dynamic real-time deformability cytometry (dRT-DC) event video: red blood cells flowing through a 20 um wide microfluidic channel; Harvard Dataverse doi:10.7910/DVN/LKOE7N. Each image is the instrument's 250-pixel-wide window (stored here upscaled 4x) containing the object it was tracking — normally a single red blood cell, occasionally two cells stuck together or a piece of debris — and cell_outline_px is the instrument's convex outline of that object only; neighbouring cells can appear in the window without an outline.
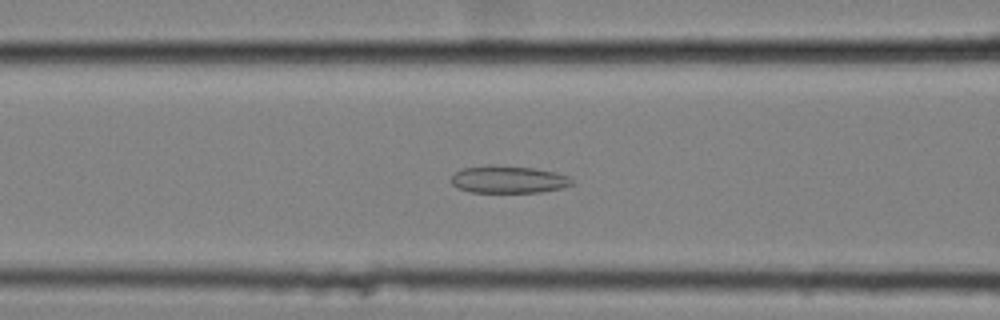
{"species": "common noctule bat (a hibernating species)", "species_latin": "Nyctalus noctula", "temperature_condition": "cold", "stored_images_in_passage": 36, "camera_frame_rate_fps": 3000, "um_per_image_px": 0.085, "animal": {"sex": "female", "body_mass_g": 25.1}, "frame": {"image": 1, "passage_image": 13, "time_ms": 4.0, "image_size_px": [1000, 320], "cell_outline_px": [[572, 184], [560, 188], [540, 192], [472, 192], [456, 188], [452, 184], [452, 172], [460, 168], [532, 168], [552, 172], [568, 176], [572, 180]], "centroid_in_image_um": [43.18, 15.3], "position_along_channel_um": 123.4, "area_um2": 18.21}}
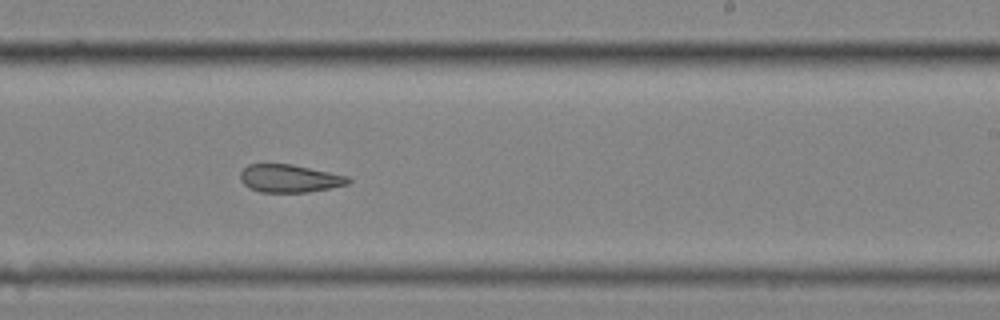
{"frame": {"image": 2, "passage_image": 25, "time_ms": 8.0, "image_size_px": [1000, 320], "cell_outline_px": [[352, 180], [348, 184], [308, 192], [260, 192], [244, 184], [240, 180], [240, 172], [248, 164], [292, 164], [348, 176]], "centroid_in_image_um": [24.61, 15.16], "position_along_channel_um": 264.4, "area_um2": 17.4}}
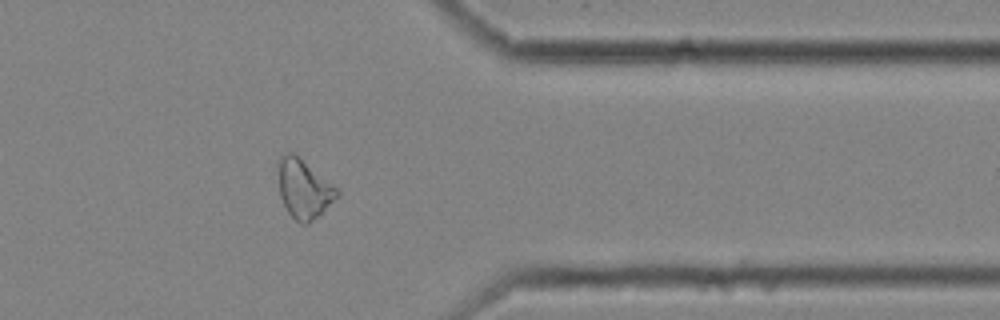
{"frame": {"image": 3, "passage_image": 36, "time_ms": 11.667, "image_size_px": [1000, 320], "cell_outline_px": [[340, 196], [308, 224], [300, 224], [288, 212], [280, 196], [280, 156], [288, 152], [292, 152], [340, 188]], "centroid_in_image_um": [25.89, 16.07], "position_along_channel_um": 385.5, "area_um2": 19.94}, "authors_computed_cell_mechanics": {"area_um2": 18.6116, "velocity_mm_per_s": 3.5314, "shape_relaxation_time_tau1_ms": null, "shape_relaxation_time_tau2_ms": 3.0734, "deformation_change_tau1": null, "deformation_change_tau2": 0.1214}}